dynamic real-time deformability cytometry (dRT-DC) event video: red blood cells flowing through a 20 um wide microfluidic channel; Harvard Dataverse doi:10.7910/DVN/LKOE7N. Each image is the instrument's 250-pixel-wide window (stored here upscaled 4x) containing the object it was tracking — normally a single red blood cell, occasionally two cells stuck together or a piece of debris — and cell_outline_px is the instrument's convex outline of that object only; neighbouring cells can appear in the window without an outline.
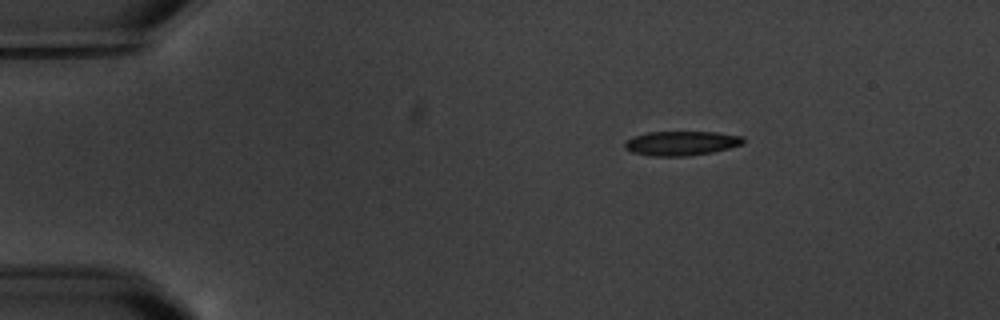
{"species": "common noctule bat (a hibernating species)", "species_latin": "Nyctalus noctula", "temperature_condition": "warm", "stored_images_in_passage": 4, "camera_frame_rate_fps": 3000, "um_per_image_px": 0.085, "animal": {"sex": "male", "body_mass_g": 20.1, "forearm_length_mm": 53.5}, "frame": {"image": 1, "passage_image": 1, "time_ms": 0.0, "image_size_px": [1000, 320], "cell_outline_px": [[744, 144], [712, 152], [684, 156], [652, 156], [632, 152], [624, 148], [624, 144], [632, 136], [648, 132], [716, 132], [744, 136]], "centroid_in_image_um": [57.91, 12.17], "position_along_channel_um": 27.1, "area_um2": 16.82}}
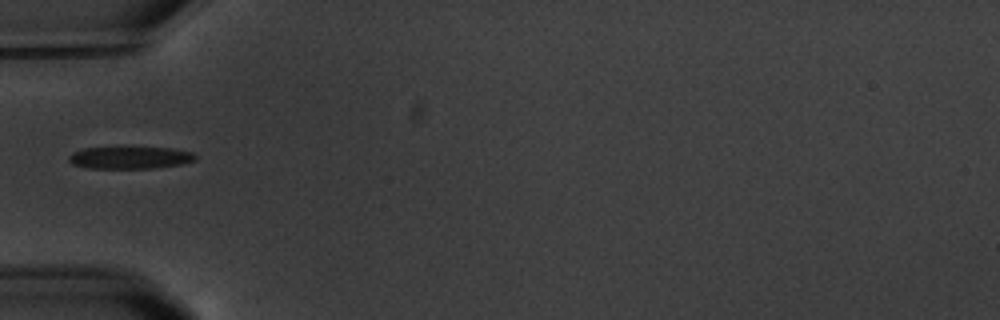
{"frame": {"image": 2, "passage_image": 4, "time_ms": 3.333, "image_size_px": [1000, 320], "cell_outline_px": [[196, 160], [184, 164], [156, 168], [88, 168], [72, 164], [68, 160], [68, 156], [72, 152], [84, 148], [128, 144], [172, 148], [192, 152], [196, 156]], "centroid_in_image_um": [11.05, 13.34], "position_along_channel_um": 73.9, "area_um2": 17.63}}